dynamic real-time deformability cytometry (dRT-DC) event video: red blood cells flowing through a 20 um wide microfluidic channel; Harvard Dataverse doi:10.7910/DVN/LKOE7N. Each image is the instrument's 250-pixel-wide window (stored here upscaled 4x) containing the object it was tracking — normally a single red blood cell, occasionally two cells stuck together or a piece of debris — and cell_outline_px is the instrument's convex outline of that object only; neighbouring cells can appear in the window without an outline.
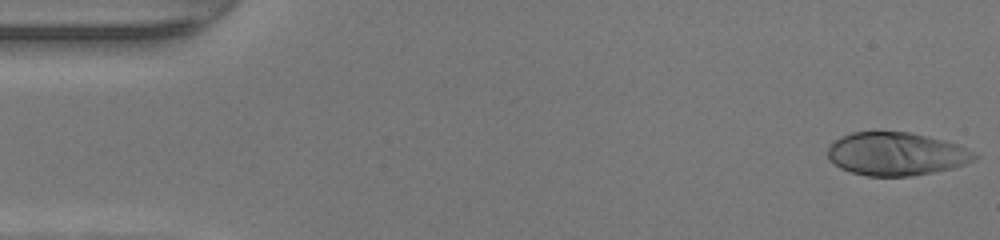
{"species": "human", "species_latin": "Homo sapiens", "temperature_condition": "warm", "stored_images_in_passage": 47, "camera_frame_rate_fps": 3000, "um_per_image_px": 0.085, "donor": {"sex": "female"}, "frame": {"image": 1, "passage_image": 1, "time_ms": 0.0, "image_size_px": [1000, 240], "cell_outline_px": [[980, 156], [964, 164], [952, 168], [932, 172], [908, 176], [868, 176], [852, 172], [840, 168], [828, 156], [828, 148], [836, 140], [852, 132], [876, 128], [908, 132], [928, 136], [960, 144]], "centroid_in_image_um": [76.19, 13.04], "position_along_channel_um": 8.8, "area_um2": 37.34}}
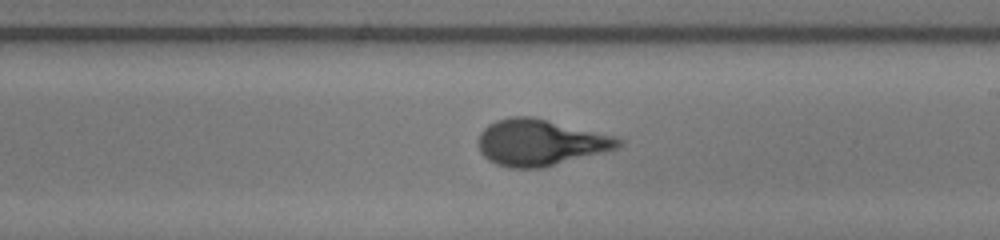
{"frame": {"image": 2, "passage_image": 27, "time_ms": 8.667, "image_size_px": [1000, 240], "cell_outline_px": [[624, 144], [616, 148], [544, 168], [508, 168], [496, 164], [488, 160], [480, 152], [476, 144], [480, 132], [488, 124], [496, 120], [508, 116], [532, 116], [612, 136], [624, 140]], "centroid_in_image_um": [45.84, 12.12], "position_along_channel_um": 243.2, "area_um2": 37.8}}
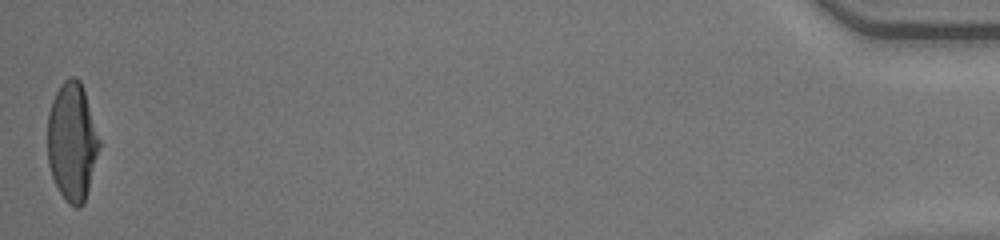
{"frame": {"image": 3, "passage_image": 47, "time_ms": 15.333, "image_size_px": [1000, 240], "cell_outline_px": [[100, 144], [88, 192], [84, 204], [80, 208], [76, 208], [68, 204], [60, 192], [52, 176], [48, 164], [48, 112], [52, 100], [60, 84], [68, 76], [76, 76], [80, 80], [100, 140]], "centroid_in_image_um": [6.12, 12.06], "position_along_channel_um": 429.1, "area_um2": 35.6}, "authors_computed_cell_mechanics": {"area_um2": 36.703, "velocity_mm_per_s": 4.3308, "shape_relaxation_time_tau1_ms": 5.6775, "shape_relaxation_time_tau2_ms": null, "deformation_change_tau1": 0.2773, "deformation_change_tau2": null}}